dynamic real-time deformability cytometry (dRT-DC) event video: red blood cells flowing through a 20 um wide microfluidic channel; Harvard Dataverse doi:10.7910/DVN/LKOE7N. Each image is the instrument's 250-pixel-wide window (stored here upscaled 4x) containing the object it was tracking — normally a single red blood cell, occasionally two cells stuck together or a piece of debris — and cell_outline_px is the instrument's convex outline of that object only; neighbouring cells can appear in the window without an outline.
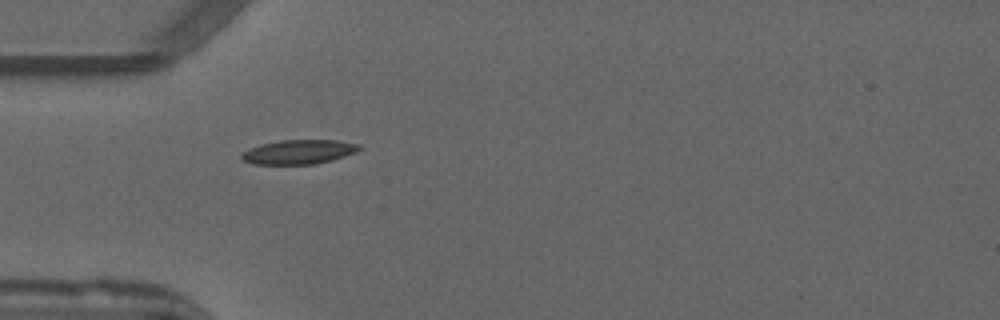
{"species": "common noctule bat (a hibernating species)", "species_latin": "Nyctalus noctula", "temperature_condition": "warm", "stored_images_in_passage": 44, "camera_frame_rate_fps": 3000, "um_per_image_px": 0.085, "animal": {"sex": "male", "forearm_length_mm": 52.5}, "frame": {"image": 1, "passage_image": 8, "time_ms": 2.333, "image_size_px": [1000, 320], "cell_outline_px": [[360, 148], [356, 152], [332, 160], [312, 164], [252, 164], [244, 160], [240, 156], [244, 152], [260, 144], [280, 140], [336, 140], [360, 144]], "centroid_in_image_um": [25.41, 12.91], "position_along_channel_um": 59.6, "area_um2": 16.47}}
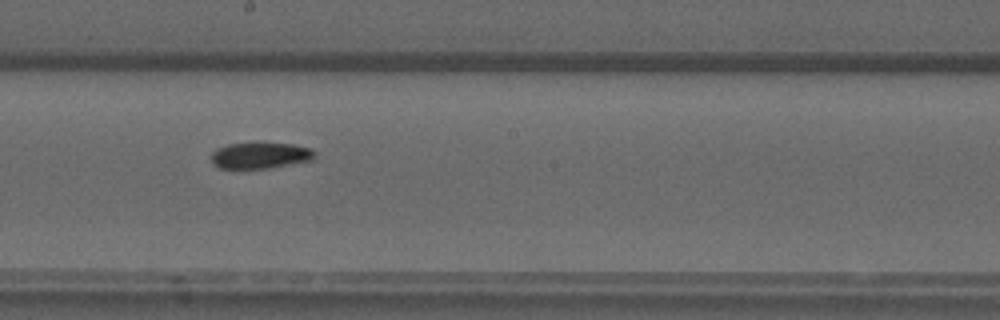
{"frame": {"image": 2, "passage_image": 21, "time_ms": 6.667, "image_size_px": [1000, 320], "cell_outline_px": [[316, 156], [312, 160], [268, 168], [220, 168], [212, 164], [212, 152], [216, 148], [228, 144], [292, 144], [312, 148], [316, 152]], "centroid_in_image_um": [22.14, 13.22], "position_along_channel_um": 226.1, "area_um2": 15.55}}
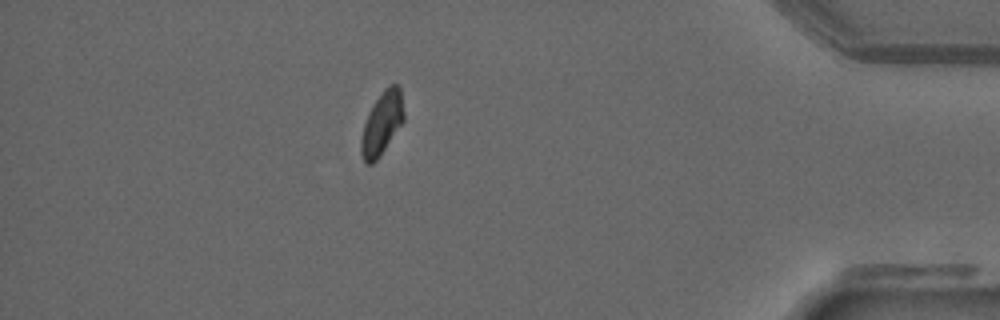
{"frame": {"image": 3, "passage_image": 38, "time_ms": 12.333, "image_size_px": [1000, 320], "cell_outline_px": [[404, 120], [376, 160], [372, 164], [368, 164], [364, 160], [360, 152], [360, 140], [364, 124], [368, 112], [372, 104], [384, 88], [388, 84], [396, 84], [400, 88], [404, 112]], "centroid_in_image_um": [32.44, 10.44], "position_along_channel_um": 402.8, "area_um2": 15.55}}